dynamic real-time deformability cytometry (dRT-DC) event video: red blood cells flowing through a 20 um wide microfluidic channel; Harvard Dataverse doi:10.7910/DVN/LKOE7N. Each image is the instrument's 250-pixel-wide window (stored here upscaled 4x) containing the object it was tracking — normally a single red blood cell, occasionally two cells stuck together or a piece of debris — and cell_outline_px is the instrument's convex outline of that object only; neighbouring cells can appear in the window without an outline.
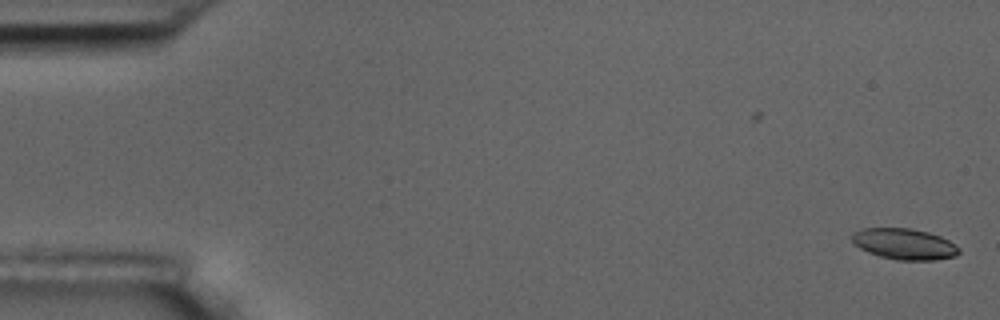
{"species": "common noctule bat (a hibernating species)", "species_latin": "Nyctalus noctula", "temperature_condition": "room temperature", "stored_images_in_passage": 2, "camera_frame_rate_fps": 3000, "um_per_image_px": 0.085, "animal": {"sex": "male", "body_mass_g": 17.5, "forearm_length_mm": 52.3}, "frame": {"image": 1, "passage_image": 2, "time_ms": 1.333, "image_size_px": [1000, 320], "cell_outline_px": [[960, 252], [956, 256], [936, 260], [896, 260], [880, 256], [868, 252], [860, 248], [852, 240], [852, 232], [860, 228], [912, 228], [928, 232], [940, 236], [948, 240], [960, 248]], "centroid_in_image_um": [76.87, 20.73], "position_along_channel_um": 8.1, "area_um2": 19.42}}